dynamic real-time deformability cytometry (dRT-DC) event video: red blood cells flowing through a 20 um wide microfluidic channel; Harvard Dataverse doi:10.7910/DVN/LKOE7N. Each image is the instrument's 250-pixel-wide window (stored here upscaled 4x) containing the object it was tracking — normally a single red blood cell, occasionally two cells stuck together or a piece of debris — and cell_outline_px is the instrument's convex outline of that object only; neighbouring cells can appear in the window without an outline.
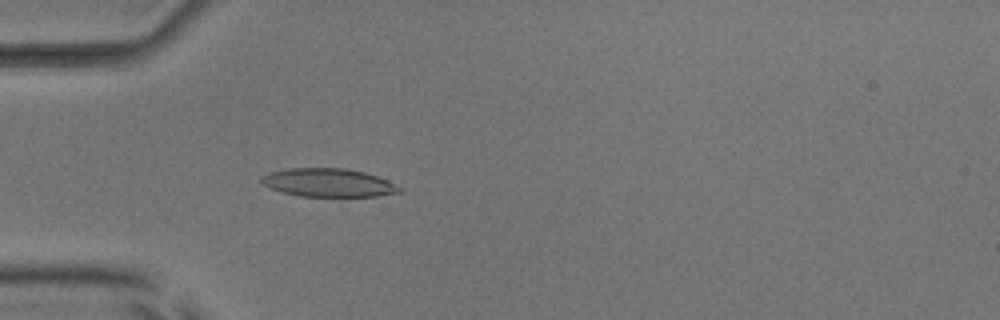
{"species": "common noctule bat (a hibernating species)", "species_latin": "Nyctalus noctula", "temperature_condition": "room temperature", "stored_images_in_passage": 31, "camera_frame_rate_fps": 3000, "um_per_image_px": 0.085, "animal": {"sex": "male", "body_mass_g": 17.9, "forearm_length_mm": 54.2}, "frame": {"image": 1, "passage_image": 5, "time_ms": 1.333, "image_size_px": [1000, 320], "cell_outline_px": [[404, 188], [400, 192], [376, 196], [300, 196], [284, 192], [260, 184], [260, 176], [268, 172], [284, 168], [344, 168], [364, 172], [388, 180]], "centroid_in_image_um": [27.88, 15.51], "position_along_channel_um": 57.1, "area_um2": 22.89}}
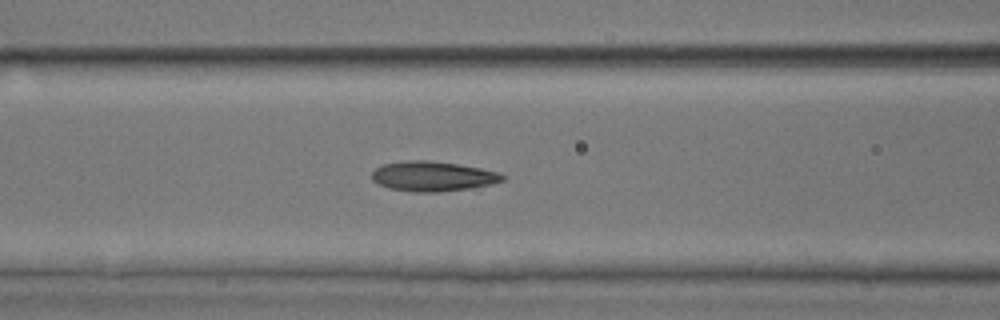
{"frame": {"image": 2, "passage_image": 11, "time_ms": 3.333, "image_size_px": [1000, 320], "cell_outline_px": [[504, 180], [472, 188], [436, 192], [416, 192], [388, 188], [372, 180], [372, 172], [376, 168], [384, 164], [404, 160], [428, 160], [456, 164], [480, 168], [500, 172], [504, 176]], "centroid_in_image_um": [36.77, 14.98], "position_along_channel_um": 129.8, "area_um2": 22.6}}
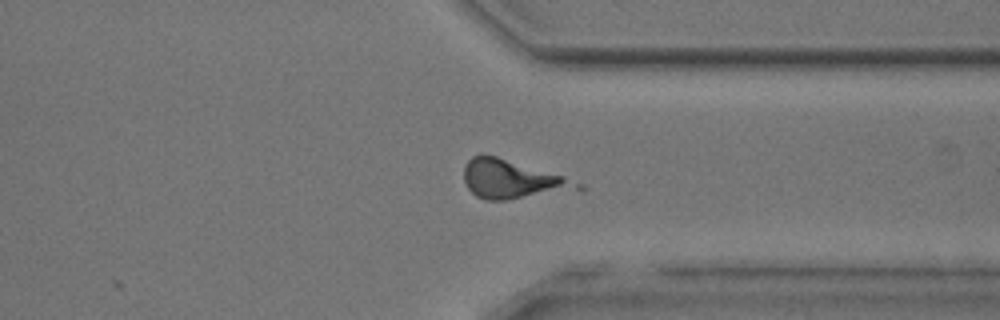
{"frame": {"image": 3, "passage_image": 29, "time_ms": 9.333, "image_size_px": [1000, 320], "cell_outline_px": [[584, 192], [508, 200], [484, 200], [476, 196], [468, 188], [464, 180], [464, 164], [472, 156], [480, 152], [496, 156], [564, 176], [584, 184]], "centroid_in_image_um": [43.64, 15.28], "position_along_channel_um": 367.8, "area_um2": 26.65}, "authors_computed_cell_mechanics": {"area_um2": 23.3512, "velocity_mm_per_s": 3.9756, "shape_relaxation_time_tau1_ms": 2.1164, "shape_relaxation_time_tau2_ms": null, "deformation_change_tau1": 0.0993, "deformation_change_tau2": null}}